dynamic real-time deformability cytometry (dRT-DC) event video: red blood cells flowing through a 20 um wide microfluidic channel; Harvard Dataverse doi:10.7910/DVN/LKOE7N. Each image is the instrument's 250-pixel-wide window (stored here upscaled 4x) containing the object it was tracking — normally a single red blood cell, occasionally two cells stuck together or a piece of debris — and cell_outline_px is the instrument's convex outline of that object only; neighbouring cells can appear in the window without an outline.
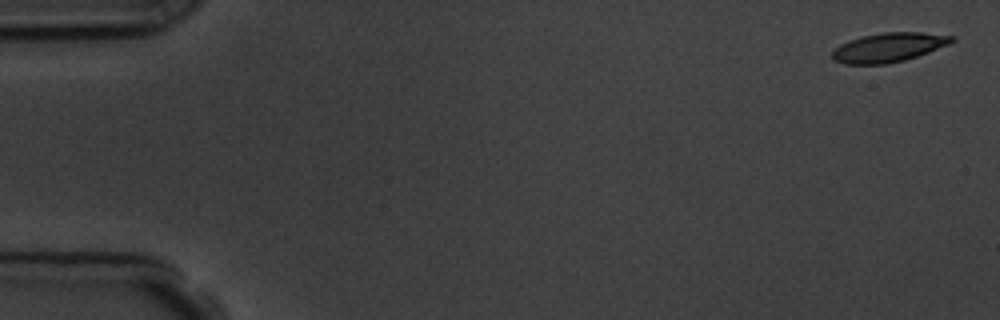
{"species": "common noctule bat (a hibernating species)", "species_latin": "Nyctalus noctula", "temperature_condition": "room temperature", "stored_images_in_passage": 5, "camera_frame_rate_fps": 3000, "um_per_image_px": 0.085, "animal": {"sex": "male", "body_mass_g": 19.5, "forearm_length_mm": 54.6}, "frame": {"image": 1, "passage_image": 1, "time_ms": 0.0, "image_size_px": [1000, 320], "cell_outline_px": [[956, 40], [948, 44], [928, 52], [904, 60], [884, 64], [844, 64], [832, 60], [832, 52], [840, 44], [848, 40], [860, 36], [884, 32], [920, 32], [956, 36]], "centroid_in_image_um": [75.51, 4.02], "position_along_channel_um": 9.5, "area_um2": 20.35}}
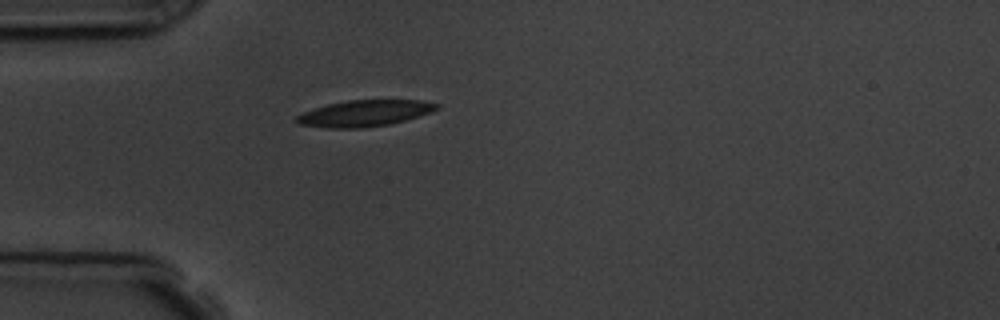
{"frame": {"image": 2, "passage_image": 5, "time_ms": 4.667, "image_size_px": [1000, 320], "cell_outline_px": [[440, 108], [432, 112], [404, 120], [388, 124], [364, 128], [328, 128], [300, 124], [296, 120], [296, 116], [304, 112], [328, 104], [348, 100], [420, 100], [440, 104]], "centroid_in_image_um": [31.03, 9.62], "position_along_channel_um": 54.0, "area_um2": 21.27}}